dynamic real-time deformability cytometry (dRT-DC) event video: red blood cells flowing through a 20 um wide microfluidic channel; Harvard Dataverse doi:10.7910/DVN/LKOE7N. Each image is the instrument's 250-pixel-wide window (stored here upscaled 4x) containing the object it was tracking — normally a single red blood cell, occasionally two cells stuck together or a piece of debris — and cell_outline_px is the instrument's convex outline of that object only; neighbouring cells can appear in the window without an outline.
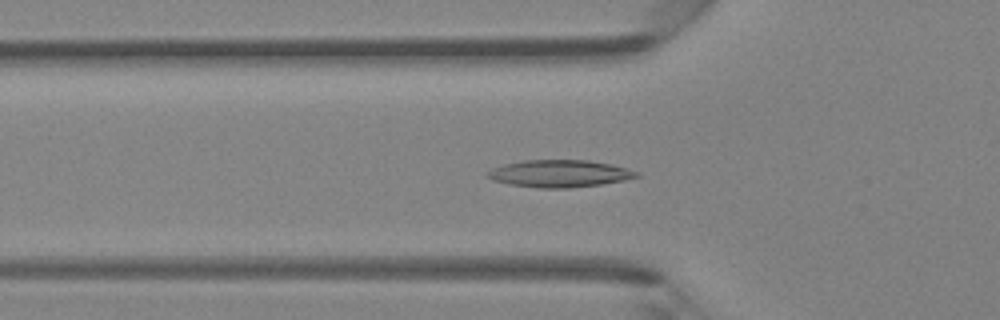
{"species": "Egyptian fruit bat (a non-hibernating species)", "species_latin": "Rousettus aegyptiacus", "temperature_condition": "room temperature", "stored_images_in_passage": 48, "segment_of_instrument_passage": [1, 2], "camera_frame_rate_fps": 3000, "um_per_image_px": 0.085, "animal": {"sex": "female"}, "frame": {"image": 1, "passage_image": 16, "time_ms": 5.0, "image_size_px": [1000, 320], "cell_outline_px": [[640, 176], [624, 180], [600, 184], [568, 188], [540, 188], [508, 184], [492, 180], [484, 176], [484, 172], [492, 168], [504, 164], [524, 160], [588, 160], [612, 164], [640, 172]], "centroid_in_image_um": [47.51, 14.75], "position_along_channel_um": 78.3, "area_um2": 23.81}}
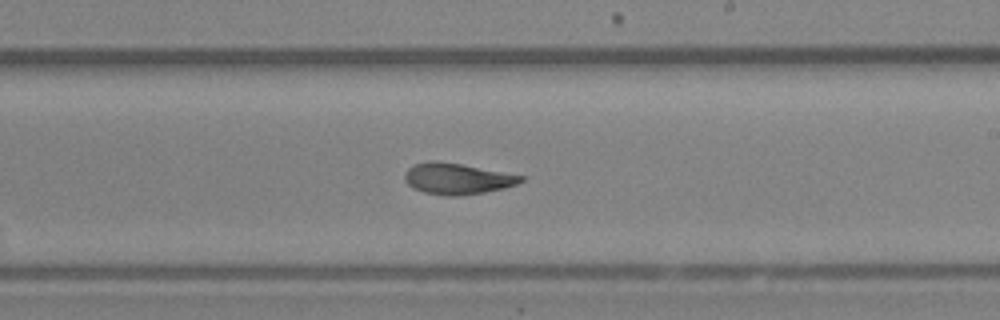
{"frame": {"image": 2, "passage_image": 28, "time_ms": 9.0, "image_size_px": [1000, 320], "cell_outline_px": [[524, 180], [516, 184], [504, 188], [484, 192], [460, 196], [444, 196], [424, 192], [412, 188], [404, 180], [404, 172], [408, 168], [416, 164], [432, 160], [460, 164], [524, 176]], "centroid_in_image_um": [38.82, 15.2], "position_along_channel_um": 250.2, "area_um2": 20.92}}
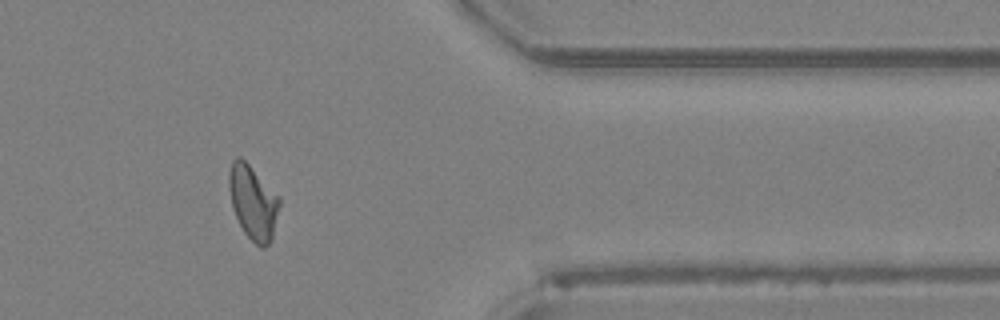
{"frame": {"image": 3, "passage_image": 39, "time_ms": 12.667, "image_size_px": [1000, 320], "cell_outline_px": [[280, 204], [272, 240], [264, 248], [260, 248], [244, 232], [232, 208], [228, 188], [228, 176], [232, 160], [236, 156], [240, 156], [280, 196]], "centroid_in_image_um": [21.51, 17.19], "position_along_channel_um": 389.9, "area_um2": 21.85}}